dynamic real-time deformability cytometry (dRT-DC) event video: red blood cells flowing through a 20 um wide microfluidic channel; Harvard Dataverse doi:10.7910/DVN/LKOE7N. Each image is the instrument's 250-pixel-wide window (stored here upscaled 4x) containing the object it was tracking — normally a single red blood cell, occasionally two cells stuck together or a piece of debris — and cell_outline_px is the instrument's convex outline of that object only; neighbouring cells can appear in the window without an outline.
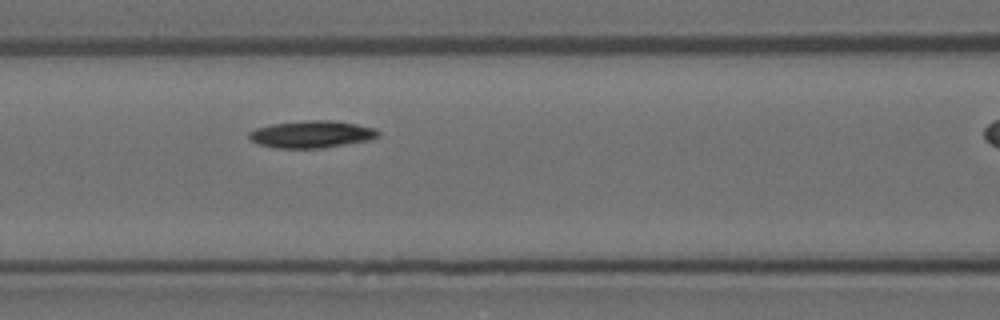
{"species": "Egyptian fruit bat (a non-hibernating species)", "species_latin": "Rousettus aegyptiacus", "temperature_condition": "room temperature", "stored_images_in_passage": 5, "segment_of_instrument_passage": [1, 2], "camera_frame_rate_fps": 3000, "um_per_image_px": 0.085, "animal": {"sex": "female"}, "frame": {"image": 1, "passage_image": 4, "time_ms": 1.0, "image_size_px": [1000, 320], "cell_outline_px": [[380, 136], [372, 140], [320, 148], [276, 148], [260, 144], [252, 140], [248, 136], [248, 132], [256, 128], [272, 124], [304, 120], [332, 120], [356, 124], [376, 128], [380, 132]], "centroid_in_image_um": [26.53, 11.4], "position_along_channel_um": 140.1, "area_um2": 20.52}}